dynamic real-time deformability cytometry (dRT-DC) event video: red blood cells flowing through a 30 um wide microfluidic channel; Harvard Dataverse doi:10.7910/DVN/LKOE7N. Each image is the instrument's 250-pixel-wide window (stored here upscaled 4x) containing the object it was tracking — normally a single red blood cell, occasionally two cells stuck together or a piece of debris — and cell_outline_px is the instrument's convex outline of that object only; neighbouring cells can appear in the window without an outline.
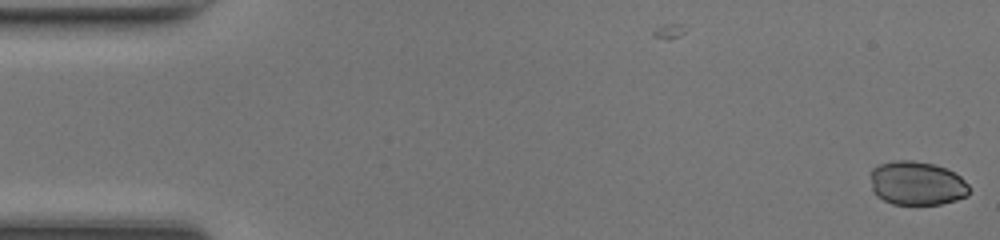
{"species": "common noctule bat (a hibernating species)", "species_latin": "Nyctalus noctula", "temperature_condition": "room temperature", "stored_images_in_passage": 3, "camera_frame_rate_fps": 3000, "um_per_image_px": 0.085, "animal": {"sex": "female", "body_mass_g": 17.0, "forearm_length_mm": 48.0}, "frame": {"image": 1, "passage_image": 3, "time_ms": 0.667, "image_size_px": [1000, 240], "cell_outline_px": [[968, 196], [956, 200], [940, 204], [892, 204], [876, 196], [872, 192], [872, 168], [880, 164], [892, 160], [912, 160], [936, 164], [960, 176], [968, 184]], "centroid_in_image_um": [77.92, 15.57], "position_along_channel_um": 7.1, "area_um2": 25.26}}